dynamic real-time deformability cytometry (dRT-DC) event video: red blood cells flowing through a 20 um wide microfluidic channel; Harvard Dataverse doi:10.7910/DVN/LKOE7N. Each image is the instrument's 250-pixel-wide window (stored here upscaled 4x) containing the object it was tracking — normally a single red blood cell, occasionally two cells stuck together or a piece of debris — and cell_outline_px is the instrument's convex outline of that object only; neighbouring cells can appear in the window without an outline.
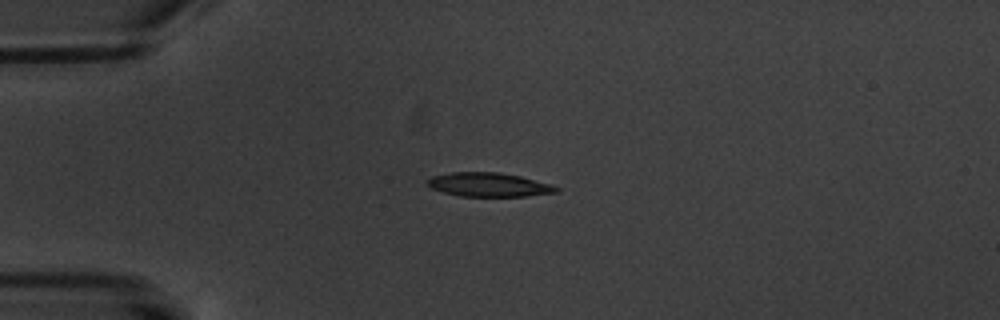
{"species": "common noctule bat (a hibernating species)", "species_latin": "Nyctalus noctula", "temperature_condition": "warm", "stored_images_in_passage": 4, "camera_frame_rate_fps": 3000, "um_per_image_px": 0.085, "animal": {"sex": "male", "body_mass_g": 20.1, "forearm_length_mm": 53.5}, "frame": {"image": 1, "passage_image": 3, "time_ms": 3.333, "image_size_px": [1000, 320], "cell_outline_px": [[560, 188], [556, 192], [524, 196], [460, 196], [444, 192], [432, 188], [428, 184], [428, 180], [432, 176], [452, 172], [496, 172], [520, 176], [552, 184]], "centroid_in_image_um": [41.57, 15.69], "position_along_channel_um": 43.4, "area_um2": 17.74}}